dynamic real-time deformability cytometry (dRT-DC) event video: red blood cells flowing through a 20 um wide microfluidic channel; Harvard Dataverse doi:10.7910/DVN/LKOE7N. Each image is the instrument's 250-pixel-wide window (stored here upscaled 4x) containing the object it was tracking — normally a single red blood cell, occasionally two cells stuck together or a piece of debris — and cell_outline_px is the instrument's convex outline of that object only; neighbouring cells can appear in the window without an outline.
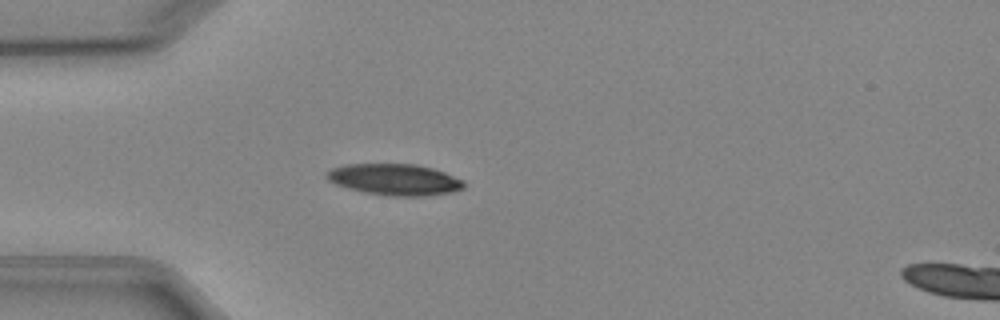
{"species": "Egyptian fruit bat (a non-hibernating species)", "species_latin": "Rousettus aegyptiacus", "temperature_condition": "cold", "stored_images_in_passage": 3, "segment_of_instrument_passage": [1, 2], "camera_frame_rate_fps": 3000, "um_per_image_px": 0.085, "animal": {"sex": "female"}, "frame": {"image": 1, "passage_image": 2, "time_ms": 1.0, "image_size_px": [1000, 320], "cell_outline_px": [[464, 188], [452, 192], [424, 196], [388, 196], [364, 192], [348, 188], [336, 184], [328, 180], [324, 176], [324, 172], [332, 168], [344, 164], [416, 164], [432, 168], [444, 172], [464, 180]], "centroid_in_image_um": [33.52, 15.26], "position_along_channel_um": 51.5, "area_um2": 25.2}}